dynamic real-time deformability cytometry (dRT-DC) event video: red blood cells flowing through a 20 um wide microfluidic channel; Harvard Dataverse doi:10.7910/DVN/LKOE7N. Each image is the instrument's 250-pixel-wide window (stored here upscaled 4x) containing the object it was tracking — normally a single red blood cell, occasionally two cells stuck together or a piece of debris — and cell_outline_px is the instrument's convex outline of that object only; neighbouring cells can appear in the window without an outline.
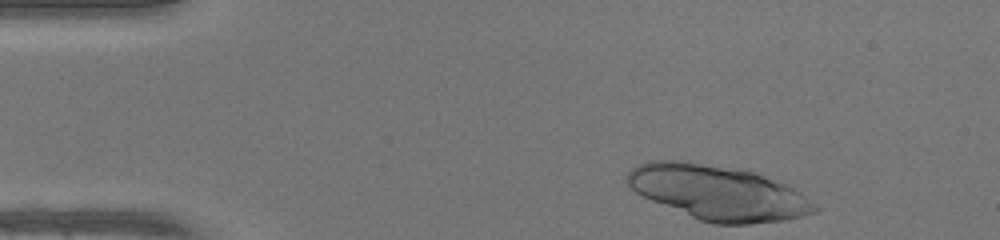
{"species": "human", "species_latin": "Homo sapiens", "temperature_condition": "warm", "stored_images_in_passage": 21, "camera_frame_rate_fps": 3000, "um_per_image_px": 0.085, "donor": {"sex": "female"}, "frame": {"image": 1, "passage_image": 1, "time_ms": 0.0, "image_size_px": [1000, 240], "cell_outline_px": [[820, 212], [788, 220], [752, 224], [712, 224], [700, 220], [652, 200], [636, 192], [624, 180], [624, 176], [636, 164], [648, 160], [684, 160], [740, 168], [764, 176], [784, 184], [800, 192], [820, 208]], "centroid_in_image_um": [61.04, 16.36], "position_along_channel_um": 24.0, "area_um2": 60.05}}